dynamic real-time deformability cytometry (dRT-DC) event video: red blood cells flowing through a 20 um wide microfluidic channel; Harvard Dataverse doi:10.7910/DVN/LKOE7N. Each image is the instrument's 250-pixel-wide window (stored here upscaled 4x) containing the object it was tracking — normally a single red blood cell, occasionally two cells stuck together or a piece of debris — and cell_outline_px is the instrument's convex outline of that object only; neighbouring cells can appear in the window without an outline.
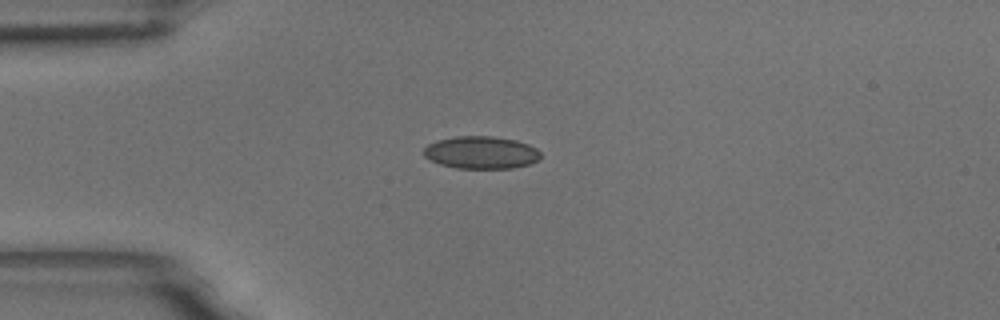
{"species": "common noctule bat (a hibernating species)", "species_latin": "Nyctalus noctula", "temperature_condition": "room temperature", "stored_images_in_passage": 43, "camera_frame_rate_fps": 3000, "um_per_image_px": 0.085, "animal": {"sex": "male", "body_mass_g": 18.8}, "frame": {"image": 1, "passage_image": 1, "time_ms": 0.0, "image_size_px": [1000, 320], "cell_outline_px": [[540, 160], [528, 164], [512, 168], [456, 168], [440, 164], [424, 156], [424, 148], [428, 144], [436, 140], [456, 136], [492, 136], [516, 140], [528, 144], [536, 148], [540, 152]], "centroid_in_image_um": [40.9, 12.96], "position_along_channel_um": 44.1, "area_um2": 22.14}}
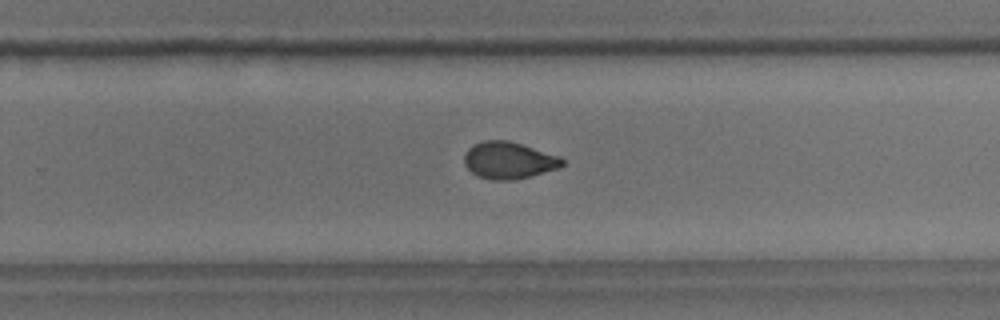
{"frame": {"image": 2, "passage_image": 23, "time_ms": 7.333, "image_size_px": [1000, 320], "cell_outline_px": [[564, 164], [556, 168], [528, 176], [512, 180], [492, 180], [476, 176], [464, 164], [464, 156], [468, 148], [484, 140], [508, 140], [560, 156], [564, 160]], "centroid_in_image_um": [43.21, 13.62], "position_along_channel_um": 286.6, "area_um2": 20.81}}
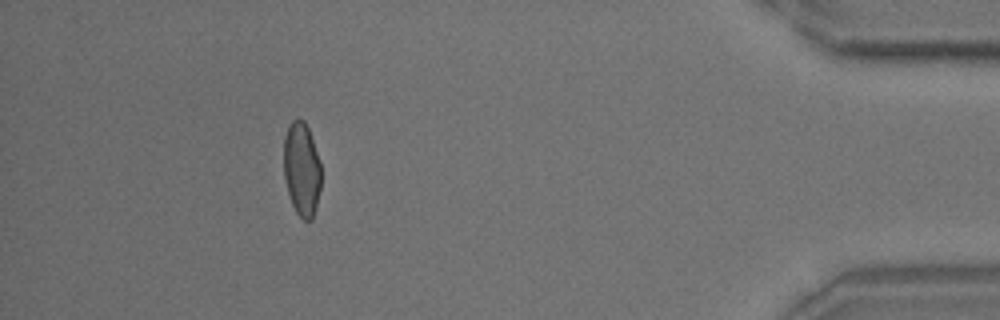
{"frame": {"image": 3, "passage_image": 38, "time_ms": 12.333, "image_size_px": [1000, 320], "cell_outline_px": [[320, 188], [316, 208], [312, 220], [304, 220], [296, 212], [292, 204], [288, 192], [284, 176], [284, 136], [288, 124], [292, 120], [304, 120], [308, 128], [320, 164]], "centroid_in_image_um": [25.63, 14.38], "position_along_channel_um": 409.6, "area_um2": 20.23}, "authors_computed_cell_mechanics": {"area_um2": 21.097, "velocity_mm_per_s": 3.5619, "shape_relaxation_time_tau1_ms": 5.6208, "shape_relaxation_time_tau2_ms": 1.0649, "deformation_change_tau1": 0.1291, "deformation_change_tau2": 0.0452}}